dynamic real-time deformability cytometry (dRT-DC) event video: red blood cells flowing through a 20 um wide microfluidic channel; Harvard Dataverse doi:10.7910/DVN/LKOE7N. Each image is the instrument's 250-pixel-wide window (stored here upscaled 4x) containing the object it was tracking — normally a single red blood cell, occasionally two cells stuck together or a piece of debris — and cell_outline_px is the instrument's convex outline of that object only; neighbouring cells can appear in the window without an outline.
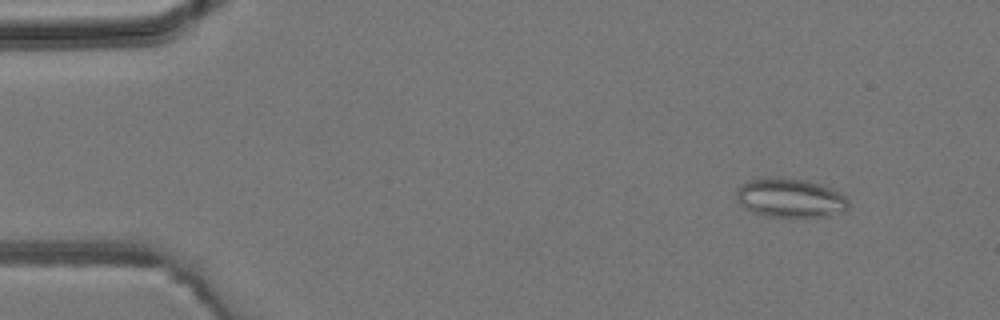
{"species": "common noctule bat (a hibernating species)", "species_latin": "Nyctalus noctula", "temperature_condition": "room temperature", "stored_images_in_passage": 6, "camera_frame_rate_fps": 3000, "um_per_image_px": 0.085, "animal": {"sex": "male", "body_mass_g": 19.2, "forearm_length_mm": 51.8}, "frame": {"image": 1, "passage_image": 2, "time_ms": 1.333, "image_size_px": [1000, 320], "cell_outline_px": [[848, 208], [844, 212], [828, 216], [764, 216], [752, 212], [744, 208], [736, 200], [736, 188], [748, 180], [808, 180], [828, 188], [844, 196], [848, 200]], "centroid_in_image_um": [67.14, 16.87], "position_along_channel_um": 17.9, "area_um2": 24.68}}